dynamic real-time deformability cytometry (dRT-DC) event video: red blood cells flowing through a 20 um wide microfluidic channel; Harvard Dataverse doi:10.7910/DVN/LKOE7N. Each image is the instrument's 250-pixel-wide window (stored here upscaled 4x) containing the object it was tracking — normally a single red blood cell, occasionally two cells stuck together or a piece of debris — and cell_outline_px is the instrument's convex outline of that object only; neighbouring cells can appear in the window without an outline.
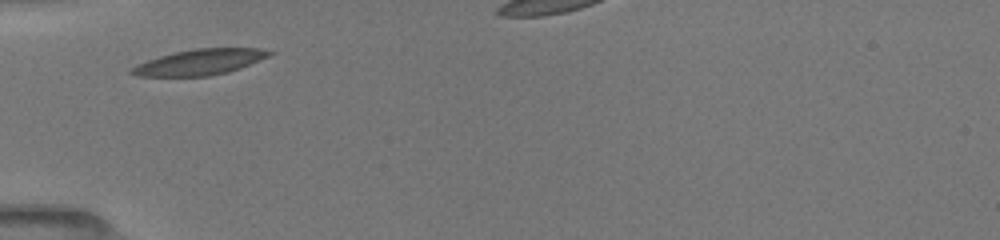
{"species": "common noctule bat (a hibernating species)", "species_latin": "Nyctalus noctula", "temperature_condition": "room temperature", "stored_images_in_passage": 3, "segment_of_instrument_passage": [1, 2], "camera_frame_rate_fps": 3000, "um_per_image_px": 0.085, "animal": {"sex": "female", "body_mass_g": 19.5, "forearm_length_mm": 54.1}, "frame": {"image": 1, "passage_image": 1, "time_ms": 0.0, "image_size_px": [1000, 240], "cell_outline_px": [[276, 52], [268, 56], [240, 68], [228, 72], [208, 76], [136, 76], [128, 72], [128, 68], [136, 64], [160, 56], [176, 52], [196, 48], [260, 48]], "centroid_in_image_um": [16.95, 5.28], "position_along_channel_um": 68.1, "area_um2": 20.58}}